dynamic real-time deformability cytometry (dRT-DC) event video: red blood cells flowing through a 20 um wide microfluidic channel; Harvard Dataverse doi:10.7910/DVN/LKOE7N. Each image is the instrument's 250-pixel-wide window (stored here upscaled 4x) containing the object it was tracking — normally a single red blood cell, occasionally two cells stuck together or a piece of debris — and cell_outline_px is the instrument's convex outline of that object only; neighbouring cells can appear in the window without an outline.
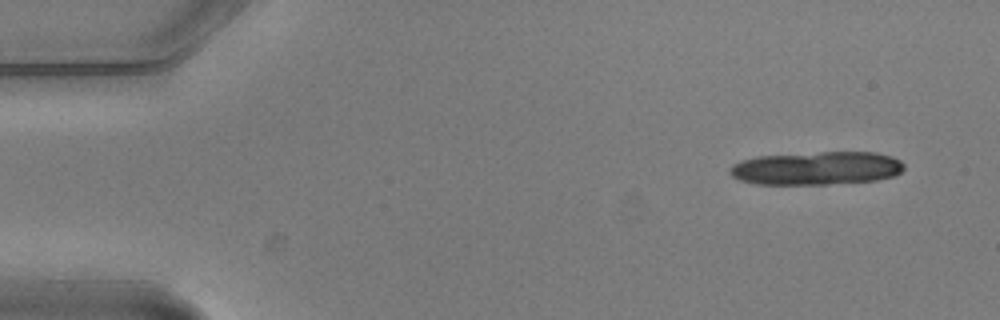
{"species": "common noctule bat (a hibernating species)", "species_latin": "Nyctalus noctula", "temperature_condition": "warm", "stored_images_in_passage": 7, "camera_frame_rate_fps": 3000, "um_per_image_px": 0.085, "animal": {"sex": "male", "body_mass_g": 20.5, "forearm_length_mm": 52.5}, "frame": {"image": 1, "passage_image": 1, "time_ms": 0.0, "image_size_px": [1000, 320], "cell_outline_px": [[904, 168], [896, 176], [876, 180], [824, 184], [756, 184], [740, 180], [732, 176], [728, 172], [728, 168], [732, 164], [740, 160], [756, 156], [820, 152], [876, 152], [892, 156], [900, 160], [904, 164]], "centroid_in_image_um": [69.39, 14.29], "position_along_channel_um": 15.6, "area_um2": 34.04}}
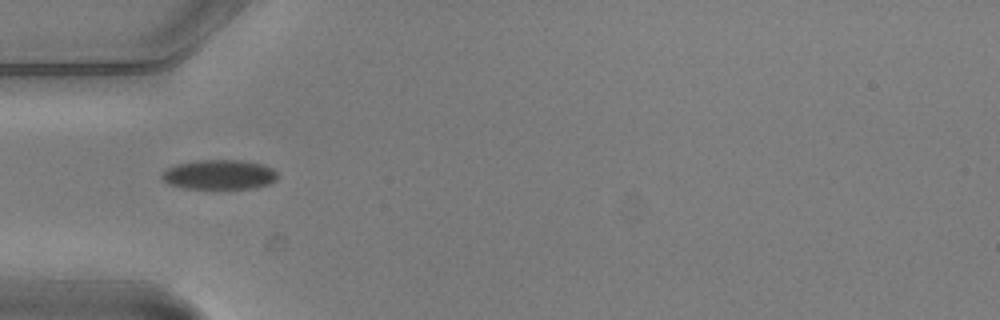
{"frame": {"image": 2, "passage_image": 5, "time_ms": 1.333, "image_size_px": [1000, 320], "cell_outline_px": [[276, 180], [268, 184], [252, 188], [184, 188], [168, 184], [160, 176], [160, 172], [176, 164], [196, 160], [240, 160], [264, 164], [272, 168], [276, 172]], "centroid_in_image_um": [18.6, 14.83], "position_along_channel_um": 66.4, "area_um2": 20.0}}
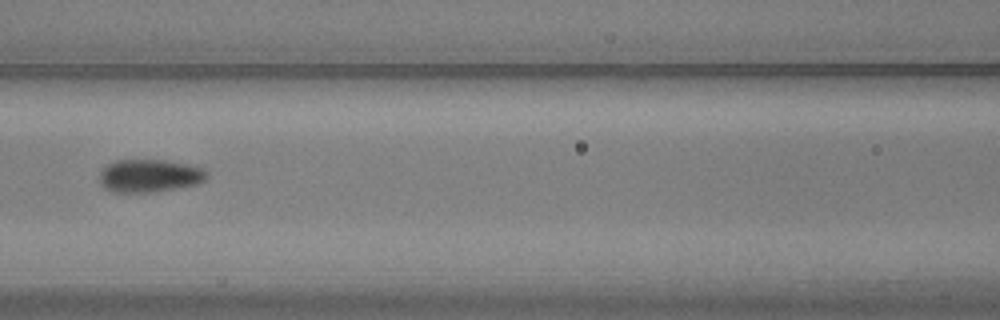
{"frame": {"image": 3, "passage_image": 7, "time_ms": 2.0, "image_size_px": [1000, 320], "cell_outline_px": [[208, 176], [204, 180], [196, 184], [152, 192], [112, 192], [104, 188], [100, 184], [100, 172], [108, 164], [116, 160], [164, 160], [188, 164], [204, 168], [208, 172]], "centroid_in_image_um": [12.7, 14.93], "position_along_channel_um": 153.9, "area_um2": 20.52}}